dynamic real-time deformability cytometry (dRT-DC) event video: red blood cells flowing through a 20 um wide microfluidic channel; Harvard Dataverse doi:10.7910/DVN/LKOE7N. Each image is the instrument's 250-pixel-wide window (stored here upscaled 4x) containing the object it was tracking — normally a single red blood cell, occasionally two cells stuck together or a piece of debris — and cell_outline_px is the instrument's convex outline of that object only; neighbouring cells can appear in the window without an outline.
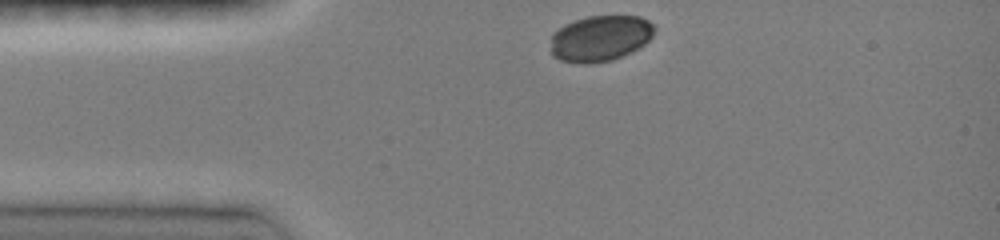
{"species": "common noctule bat (a hibernating species)", "species_latin": "Nyctalus noctula", "temperature_condition": "room temperature", "stored_images_in_passage": 20, "camera_frame_rate_fps": 3000, "um_per_image_px": 0.085, "animal": {"sex": "female", "body_mass_g": 19.0, "forearm_length_mm": 51.5}, "frame": {"image": 1, "passage_image": 1, "time_ms": 0.0, "image_size_px": [1000, 240], "cell_outline_px": [[656, 28], [652, 36], [644, 44], [612, 60], [588, 64], [580, 64], [560, 60], [552, 56], [552, 32], [564, 24], [588, 16], [640, 16], [648, 20]], "centroid_in_image_um": [50.99, 3.25], "position_along_channel_um": 34.0, "area_um2": 27.69}}
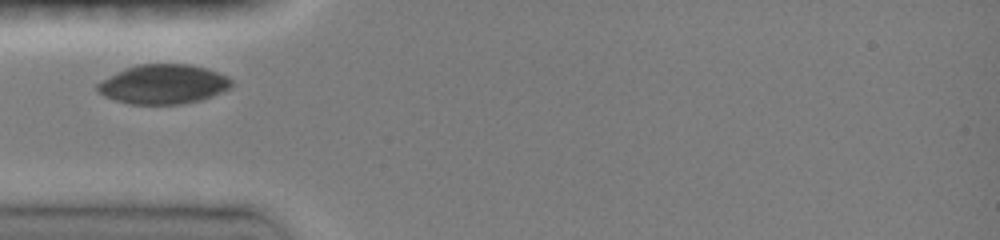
{"frame": {"image": 2, "passage_image": 12, "time_ms": 1.667, "image_size_px": [1000, 240], "cell_outline_px": [[232, 88], [212, 96], [200, 100], [176, 104], [128, 104], [104, 96], [96, 88], [96, 84], [116, 72], [124, 68], [136, 64], [192, 64], [228, 76], [232, 80]], "centroid_in_image_um": [13.89, 7.15], "position_along_channel_um": 71.1, "area_um2": 30.81}}